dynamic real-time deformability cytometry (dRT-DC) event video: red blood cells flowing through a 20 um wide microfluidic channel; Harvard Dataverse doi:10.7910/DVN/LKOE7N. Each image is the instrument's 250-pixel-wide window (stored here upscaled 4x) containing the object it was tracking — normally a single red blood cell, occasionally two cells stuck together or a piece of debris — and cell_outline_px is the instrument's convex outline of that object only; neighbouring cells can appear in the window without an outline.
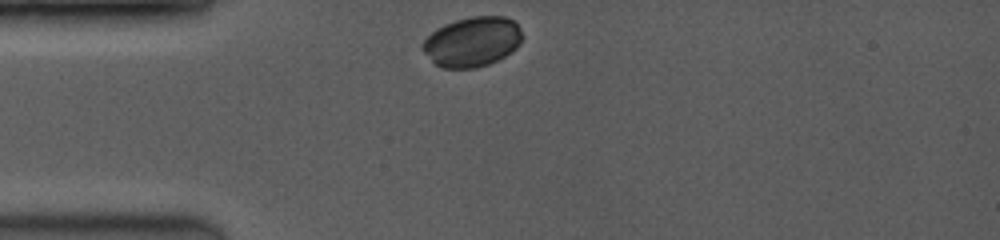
{"species": "common noctule bat (a hibernating species)", "species_latin": "Nyctalus noctula", "temperature_condition": "room temperature", "stored_images_in_passage": 15, "camera_frame_rate_fps": 3500, "um_per_image_px": 0.085, "animal": {"sex": "female", "body_mass_g": 19.0, "forearm_length_mm": 53.3}, "frame": {"image": 1, "passage_image": 1, "time_ms": 0.0, "image_size_px": [1000, 240], "cell_outline_px": [[520, 44], [512, 52], [488, 64], [476, 68], [444, 68], [436, 64], [420, 48], [420, 44], [436, 28], [444, 24], [456, 20], [472, 16], [504, 16], [512, 20], [520, 28]], "centroid_in_image_um": [40.12, 3.54], "position_along_channel_um": 44.9, "area_um2": 28.78}}
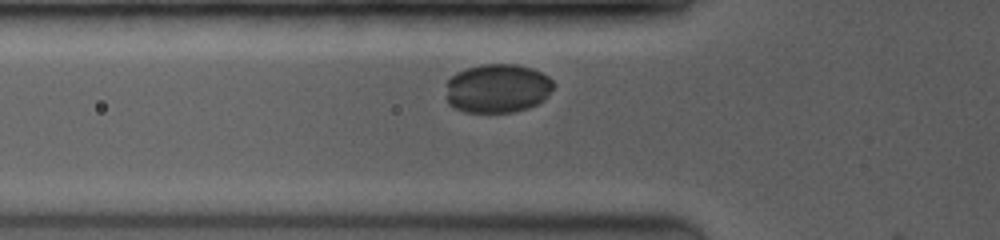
{"frame": {"image": 2, "passage_image": 12, "time_ms": 1.429, "image_size_px": [1000, 240], "cell_outline_px": [[556, 84], [544, 100], [528, 108], [516, 112], [464, 112], [452, 108], [448, 104], [444, 84], [456, 72], [464, 68], [480, 64], [516, 64], [532, 68], [548, 76]], "centroid_in_image_um": [42.25, 7.51], "position_along_channel_um": 83.6, "area_um2": 31.27}}